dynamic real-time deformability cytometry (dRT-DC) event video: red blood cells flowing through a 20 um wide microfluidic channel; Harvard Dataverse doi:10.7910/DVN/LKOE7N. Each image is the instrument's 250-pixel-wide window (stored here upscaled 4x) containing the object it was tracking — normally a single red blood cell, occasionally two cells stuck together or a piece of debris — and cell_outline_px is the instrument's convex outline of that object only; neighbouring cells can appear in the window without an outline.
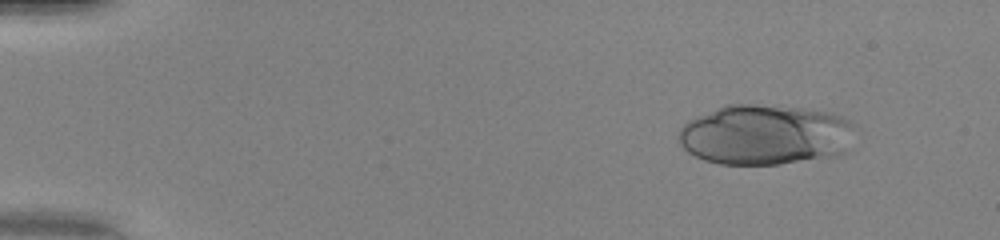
{"species": "human", "species_latin": "Homo sapiens", "temperature_condition": "warm", "stored_images_in_passage": 50, "camera_frame_rate_fps": 3000, "um_per_image_px": 0.085, "donor": {"sex": "female"}, "frame": {"image": 1, "passage_image": 6, "time_ms": 1.667, "image_size_px": [1000, 240], "cell_outline_px": [[856, 124], [848, 152], [840, 156], [780, 164], [720, 164], [704, 160], [688, 152], [680, 144], [676, 136], [680, 128], [688, 120], [696, 116], [724, 104], [756, 104], [800, 108], [828, 112], [840, 116]], "centroid_in_image_um": [65.06, 11.46], "position_along_channel_um": 19.9, "area_um2": 62.89}}